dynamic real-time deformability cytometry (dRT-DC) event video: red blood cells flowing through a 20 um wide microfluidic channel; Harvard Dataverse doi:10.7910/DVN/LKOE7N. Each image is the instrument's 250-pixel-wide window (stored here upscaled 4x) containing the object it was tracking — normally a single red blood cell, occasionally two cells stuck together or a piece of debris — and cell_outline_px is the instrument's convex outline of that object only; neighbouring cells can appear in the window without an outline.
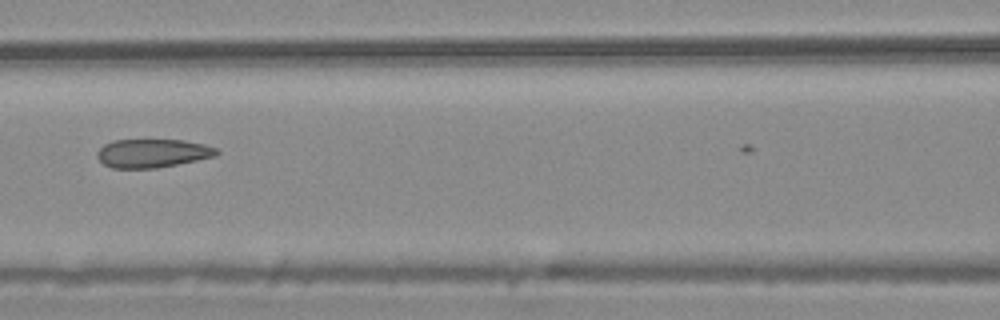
{"species": "common noctule bat (a hibernating species)", "species_latin": "Nyctalus noctula", "temperature_condition": "warm", "stored_images_in_passage": 9, "camera_frame_rate_fps": 3000, "um_per_image_px": 0.085, "animal": {"sex": "male", "body_mass_g": 20.4}, "frame": {"image": 1, "passage_image": 7, "time_ms": 2.0, "image_size_px": [1000, 320], "cell_outline_px": [[220, 152], [216, 156], [156, 168], [112, 168], [104, 164], [96, 156], [96, 152], [104, 144], [112, 140], [184, 140], [204, 144], [216, 148]], "centroid_in_image_um": [12.94, 13.02], "position_along_channel_um": 153.7, "area_um2": 19.83}}
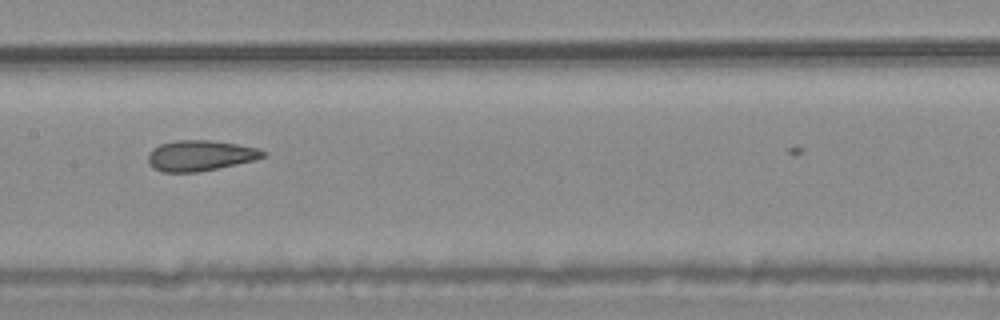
{"frame": {"image": 2, "passage_image": 8, "time_ms": 2.333, "image_size_px": [1000, 320], "cell_outline_px": [[264, 156], [256, 160], [200, 172], [160, 172], [148, 160], [148, 156], [152, 148], [160, 144], [176, 140], [212, 140], [236, 144], [256, 148], [264, 152]], "centroid_in_image_um": [17.01, 13.22], "position_along_channel_um": 190.4, "area_um2": 20.35}}